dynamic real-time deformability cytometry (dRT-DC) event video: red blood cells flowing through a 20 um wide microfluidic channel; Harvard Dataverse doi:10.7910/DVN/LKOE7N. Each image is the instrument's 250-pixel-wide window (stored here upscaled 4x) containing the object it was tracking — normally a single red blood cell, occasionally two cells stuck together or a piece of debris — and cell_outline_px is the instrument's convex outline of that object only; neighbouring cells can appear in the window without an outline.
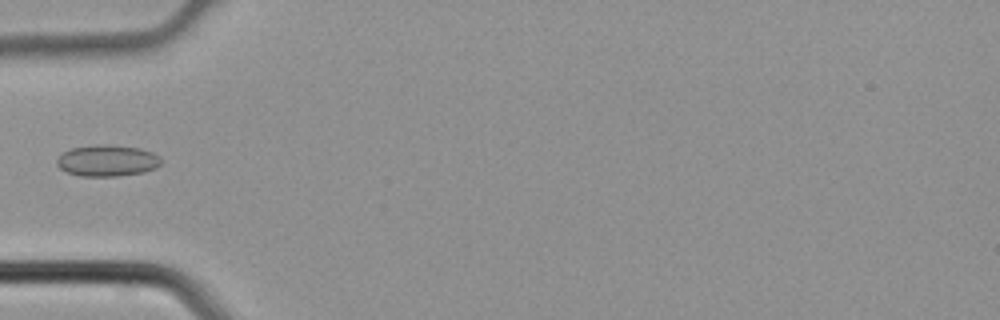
{"species": "common noctule bat (a hibernating species)", "species_latin": "Nyctalus noctula", "temperature_condition": "cold", "stored_images_in_passage": 2, "camera_frame_rate_fps": 3000, "um_per_image_px": 0.085, "animal": {"sex": "male", "body_mass_g": 21.5, "forearm_length_mm": 52.0}, "frame": {"image": 1, "passage_image": 2, "time_ms": 0.333, "image_size_px": [1000, 320], "cell_outline_px": [[160, 164], [156, 168], [144, 172], [116, 176], [80, 176], [68, 172], [60, 168], [56, 164], [56, 160], [64, 152], [72, 148], [96, 144], [112, 144], [140, 148], [152, 152], [160, 156]], "centroid_in_image_um": [9.13, 13.64], "position_along_channel_um": 75.9, "area_um2": 19.13}}